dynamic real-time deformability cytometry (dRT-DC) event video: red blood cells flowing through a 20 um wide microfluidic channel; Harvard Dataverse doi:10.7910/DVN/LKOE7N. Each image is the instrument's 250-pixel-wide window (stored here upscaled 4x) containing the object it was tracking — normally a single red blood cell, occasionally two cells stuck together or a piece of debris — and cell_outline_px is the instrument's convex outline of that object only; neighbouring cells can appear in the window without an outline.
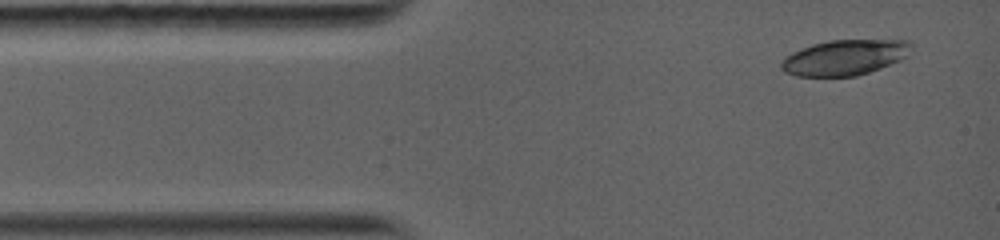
{"species": "common noctule bat (a hibernating species)", "species_latin": "Nyctalus noctula", "temperature_condition": "warm", "stored_images_in_passage": 3, "camera_frame_rate_fps": 5000, "um_per_image_px": 0.085, "animal": {"sex": "female", "body_mass_g": 19.0, "forearm_length_mm": 56.7}, "frame": {"image": 1, "passage_image": 1, "time_ms": 0.0, "image_size_px": [1000, 240], "cell_outline_px": [[912, 48], [908, 56], [900, 60], [880, 68], [856, 76], [796, 76], [784, 72], [780, 68], [780, 64], [784, 56], [792, 52], [812, 44], [832, 40], [912, 40]], "centroid_in_image_um": [71.8, 4.88], "position_along_channel_um": 13.2, "area_um2": 26.99}}